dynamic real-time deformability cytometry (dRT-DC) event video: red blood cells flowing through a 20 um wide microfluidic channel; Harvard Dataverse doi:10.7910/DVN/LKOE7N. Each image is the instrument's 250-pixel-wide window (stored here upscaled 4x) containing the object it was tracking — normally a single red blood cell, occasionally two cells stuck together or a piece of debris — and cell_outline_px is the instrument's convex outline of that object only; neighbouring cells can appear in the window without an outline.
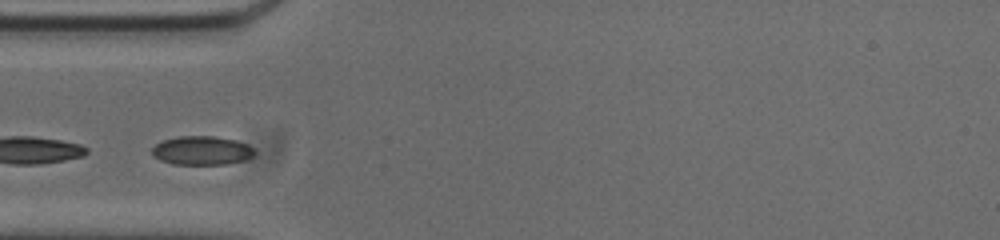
{"species": "common noctule bat (a hibernating species)", "species_latin": "Nyctalus noctula", "temperature_condition": "cold", "stored_images_in_passage": 16, "segment_of_instrument_passage": [2, 2], "camera_frame_rate_fps": 3000, "um_per_image_px": 0.085, "animal": {"sex": "male", "body_mass_g": 20.0, "forearm_length_mm": 53.3}, "frame": {"image": 1, "passage_image": 10, "time_ms": 3.0, "image_size_px": [1000, 240], "cell_outline_px": [[252, 156], [244, 160], [228, 164], [172, 164], [160, 160], [152, 156], [152, 148], [156, 144], [164, 140], [180, 136], [216, 136], [236, 140], [248, 144], [252, 148]], "centroid_in_image_um": [17.13, 12.79], "position_along_channel_um": 67.9, "area_um2": 17.17}}